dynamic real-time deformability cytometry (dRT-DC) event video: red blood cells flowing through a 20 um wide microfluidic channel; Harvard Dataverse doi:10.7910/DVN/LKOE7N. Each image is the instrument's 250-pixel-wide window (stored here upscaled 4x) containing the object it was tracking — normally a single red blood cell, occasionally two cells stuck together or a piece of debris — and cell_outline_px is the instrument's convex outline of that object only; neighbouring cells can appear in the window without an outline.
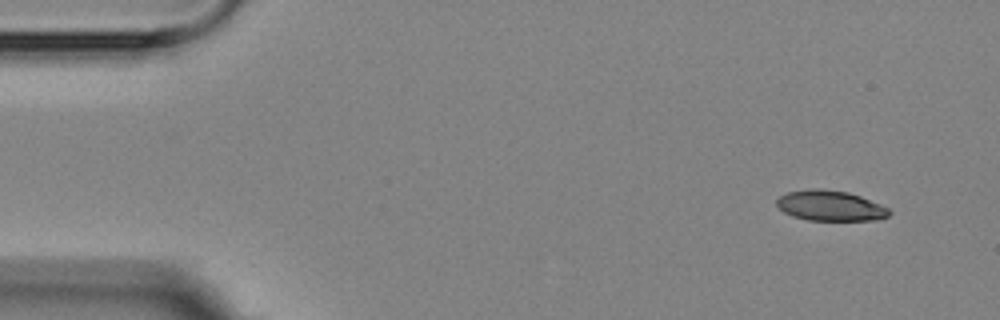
{"species": "Egyptian fruit bat (a non-hibernating species)", "species_latin": "Rousettus aegyptiacus", "temperature_condition": "room temperature", "stored_images_in_passage": 14, "camera_frame_rate_fps": 3000, "um_per_image_px": 0.085, "animal": {"sex": "female"}, "frame": {"image": 1, "passage_image": 1, "time_ms": 0.0, "image_size_px": [1000, 320], "cell_outline_px": [[892, 212], [888, 216], [876, 220], [808, 220], [792, 216], [784, 212], [776, 204], [776, 200], [780, 196], [788, 192], [808, 188], [820, 188], [848, 192], [860, 196], [880, 204], [888, 208]], "centroid_in_image_um": [70.57, 17.48], "position_along_channel_um": 14.4, "area_um2": 19.94}}
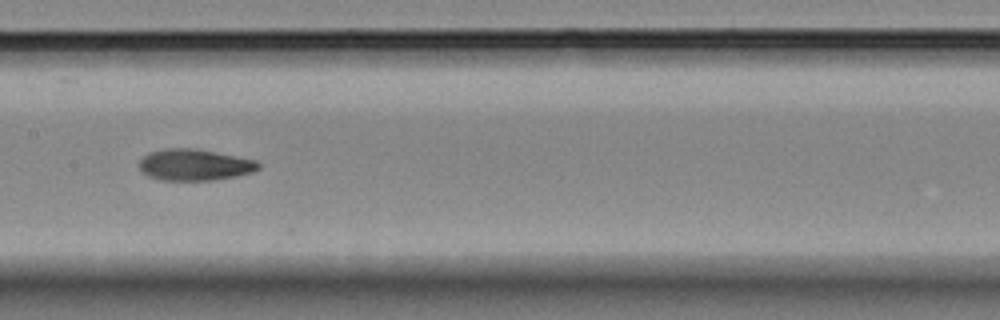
{"frame": {"image": 2, "passage_image": 7, "time_ms": 7.667, "image_size_px": [1000, 320], "cell_outline_px": [[260, 168], [252, 172], [236, 176], [212, 180], [160, 180], [148, 176], [140, 168], [140, 160], [148, 152], [164, 148], [196, 148], [256, 160], [260, 164]], "centroid_in_image_um": [16.54, 14.0], "position_along_channel_um": 190.9, "area_um2": 21.79}}
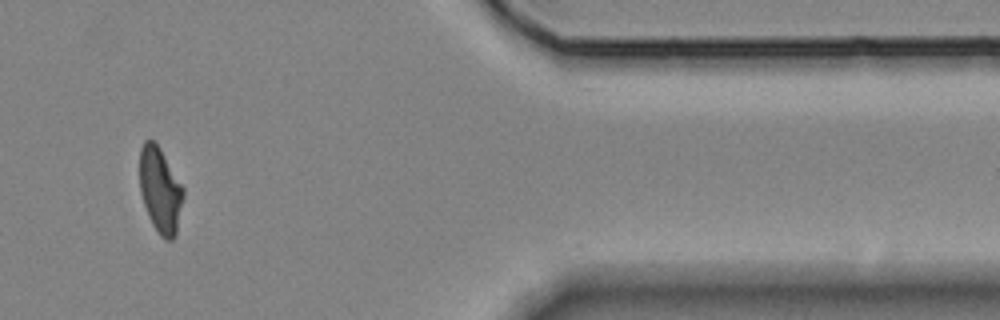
{"frame": {"image": 3, "passage_image": 12, "time_ms": 14.333, "image_size_px": [1000, 320], "cell_outline_px": [[184, 196], [176, 236], [172, 240], [164, 240], [160, 236], [152, 224], [148, 216], [140, 192], [140, 148], [144, 140], [152, 140], [160, 148], [184, 188]], "centroid_in_image_um": [13.63, 16.19], "position_along_channel_um": 397.8, "area_um2": 21.85}, "authors_computed_cell_mechanics": {"area_um2": 21.8195, "velocity_mm_per_s": 3.6306, "shape_relaxation_time_tau1_ms": 9.5786, "shape_relaxation_time_tau2_ms": 1.3434, "deformation_change_tau1": 0.2023, "deformation_change_tau2": 0.0633}}